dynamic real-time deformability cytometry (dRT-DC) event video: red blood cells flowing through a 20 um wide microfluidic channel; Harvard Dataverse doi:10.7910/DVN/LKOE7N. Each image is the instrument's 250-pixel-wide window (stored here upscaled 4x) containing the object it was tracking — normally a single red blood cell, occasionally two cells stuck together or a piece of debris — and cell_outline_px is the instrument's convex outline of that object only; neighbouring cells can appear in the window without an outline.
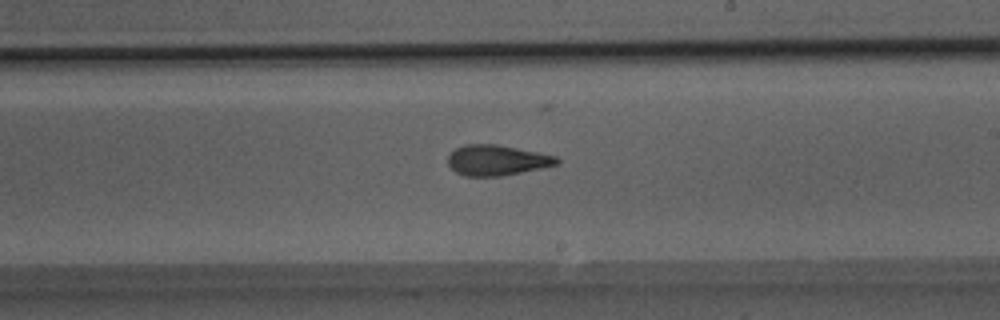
{"species": "Egyptian fruit bat (a non-hibernating species)", "species_latin": "Rousettus aegyptiacus", "temperature_condition": "room temperature", "stored_images_in_passage": 47, "camera_frame_rate_fps": 3000, "um_per_image_px": 0.085, "animal": {"sex": "male"}, "frame": {"image": 1, "passage_image": 26, "time_ms": 8.333, "image_size_px": [1000, 320], "cell_outline_px": [[560, 160], [556, 164], [540, 168], [500, 176], [464, 176], [456, 172], [448, 164], [448, 156], [456, 148], [464, 144], [496, 144], [556, 156]], "centroid_in_image_um": [42.19, 13.61], "position_along_channel_um": 246.8, "area_um2": 19.02}}
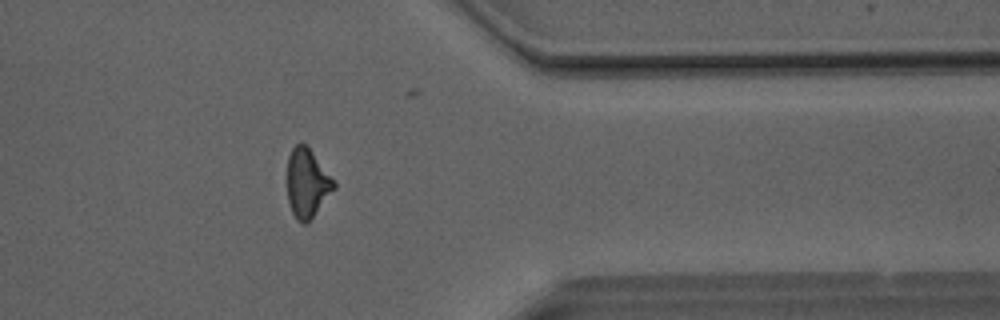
{"frame": {"image": 2, "passage_image": 37, "time_ms": 12.0, "image_size_px": [1000, 320], "cell_outline_px": [[336, 188], [312, 216], [304, 224], [300, 224], [296, 220], [292, 212], [288, 200], [288, 156], [292, 148], [300, 140], [312, 152], [336, 184]], "centroid_in_image_um": [26.08, 15.56], "position_along_channel_um": 385.3, "area_um2": 18.32}}
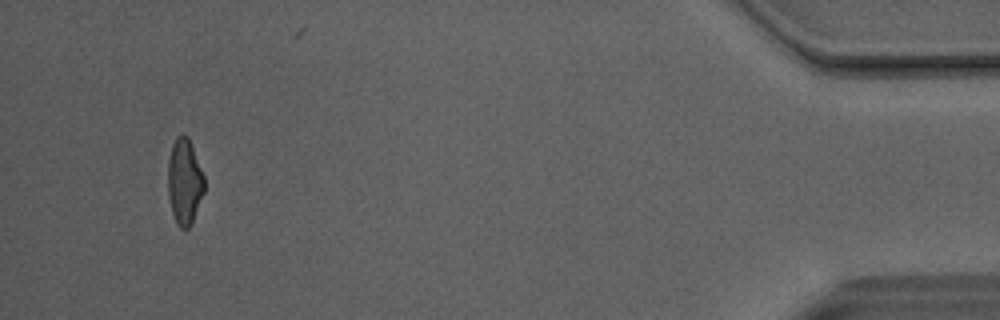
{"frame": {"image": 3, "passage_image": 44, "time_ms": 14.333, "image_size_px": [1000, 320], "cell_outline_px": [[204, 192], [192, 220], [188, 228], [180, 228], [176, 224], [172, 212], [168, 196], [168, 160], [172, 144], [176, 136], [184, 132], [188, 136], [192, 144], [204, 176]], "centroid_in_image_um": [15.67, 15.38], "position_along_channel_um": 419.5, "area_um2": 18.26}, "authors_computed_cell_mechanics": {"area_um2": 19.652, "velocity_mm_per_s": 4.1318, "shape_relaxation_time_tau1_ms": 8.6813, "shape_relaxation_time_tau2_ms": 2.2682, "deformation_change_tau1": 0.2062, "deformation_change_tau2": 0.1095}}